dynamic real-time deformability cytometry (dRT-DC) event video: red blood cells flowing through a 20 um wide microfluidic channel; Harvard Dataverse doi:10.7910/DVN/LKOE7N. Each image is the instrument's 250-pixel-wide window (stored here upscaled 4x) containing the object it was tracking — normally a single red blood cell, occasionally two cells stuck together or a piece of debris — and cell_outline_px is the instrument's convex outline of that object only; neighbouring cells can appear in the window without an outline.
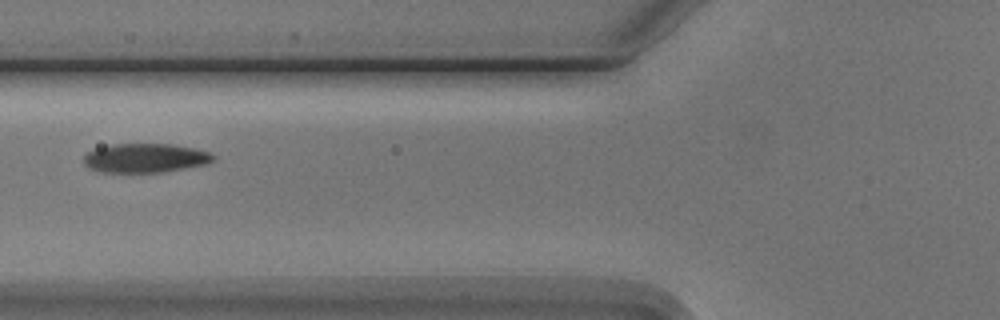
{"species": "Egyptian fruit bat (a non-hibernating species)", "species_latin": "Rousettus aegyptiacus", "temperature_condition": "cold", "stored_images_in_passage": 6, "camera_frame_rate_fps": 3000, "um_per_image_px": 0.085, "animal": {"sex": "male"}, "frame": {"image": 1, "passage_image": 6, "time_ms": 6.667, "image_size_px": [1000, 320], "cell_outline_px": [[216, 156], [208, 164], [164, 172], [100, 172], [88, 168], [84, 164], [84, 156], [88, 152], [96, 148], [112, 144], [172, 144], [196, 148], [208, 152]], "centroid_in_image_um": [12.35, 13.43], "position_along_channel_um": 113.4, "area_um2": 22.08}}